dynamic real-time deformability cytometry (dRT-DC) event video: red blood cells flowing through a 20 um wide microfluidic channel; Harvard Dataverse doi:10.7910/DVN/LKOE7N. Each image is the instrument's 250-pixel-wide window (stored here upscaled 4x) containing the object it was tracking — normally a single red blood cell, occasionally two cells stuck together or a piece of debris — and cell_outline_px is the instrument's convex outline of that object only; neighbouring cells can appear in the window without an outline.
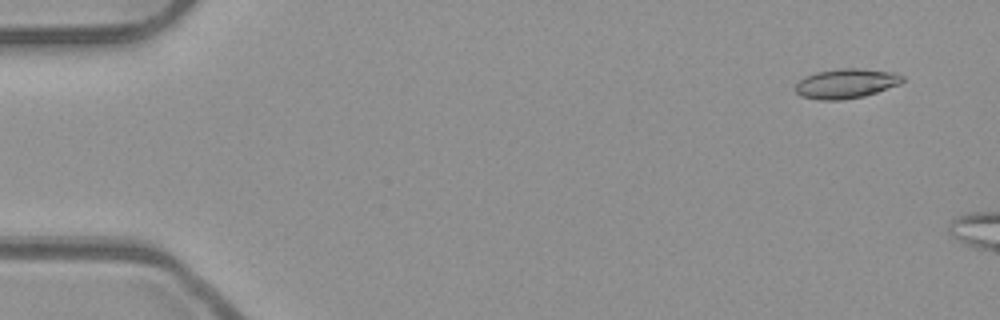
{"species": "common noctule bat (a hibernating species)", "species_latin": "Nyctalus noctula", "temperature_condition": "room temperature", "stored_images_in_passage": 9, "camera_frame_rate_fps": 3000, "um_per_image_px": 0.085, "animal": {"sex": "male", "body_mass_g": 23.1, "forearm_length_mm": 52.7}, "frame": {"image": 1, "passage_image": 4, "time_ms": 1.0, "image_size_px": [1000, 320], "cell_outline_px": [[904, 80], [900, 84], [864, 96], [840, 100], [820, 100], [800, 96], [796, 92], [796, 84], [804, 76], [816, 72], [840, 68], [860, 68], [896, 72], [904, 76]], "centroid_in_image_um": [71.93, 7.09], "position_along_channel_um": 13.1, "area_um2": 18.61}}